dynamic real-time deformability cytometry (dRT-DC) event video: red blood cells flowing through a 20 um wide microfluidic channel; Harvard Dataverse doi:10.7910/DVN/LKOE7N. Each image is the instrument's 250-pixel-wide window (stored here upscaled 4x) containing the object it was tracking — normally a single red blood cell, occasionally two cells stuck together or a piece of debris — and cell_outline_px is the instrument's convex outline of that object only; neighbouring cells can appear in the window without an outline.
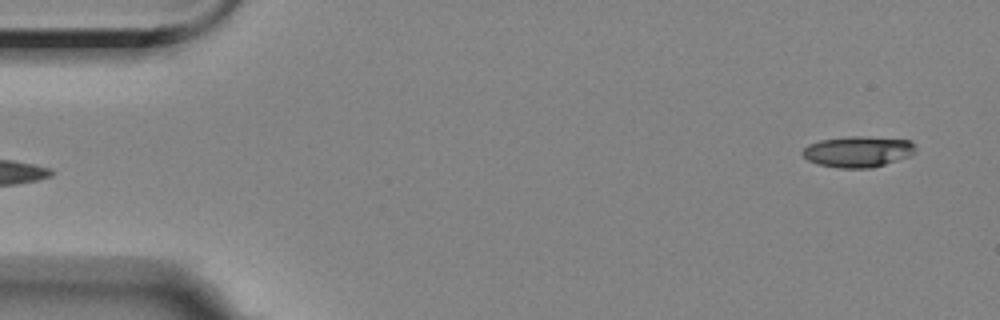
{"species": "Egyptian fruit bat (a non-hibernating species)", "species_latin": "Rousettus aegyptiacus", "temperature_condition": "room temperature", "stored_images_in_passage": 6, "segment_of_instrument_passage": [2, 2], "camera_frame_rate_fps": 3000, "um_per_image_px": 0.085, "animal": {"sex": "female"}, "frame": {"image": 1, "passage_image": 6, "time_ms": 5.667, "image_size_px": [1000, 320], "cell_outline_px": [[912, 152], [908, 156], [872, 168], [840, 168], [820, 164], [808, 160], [800, 152], [808, 144], [820, 140], [852, 136], [860, 136], [912, 140]], "centroid_in_image_um": [72.86, 12.88], "position_along_channel_um": 12.1, "area_um2": 20.0}}